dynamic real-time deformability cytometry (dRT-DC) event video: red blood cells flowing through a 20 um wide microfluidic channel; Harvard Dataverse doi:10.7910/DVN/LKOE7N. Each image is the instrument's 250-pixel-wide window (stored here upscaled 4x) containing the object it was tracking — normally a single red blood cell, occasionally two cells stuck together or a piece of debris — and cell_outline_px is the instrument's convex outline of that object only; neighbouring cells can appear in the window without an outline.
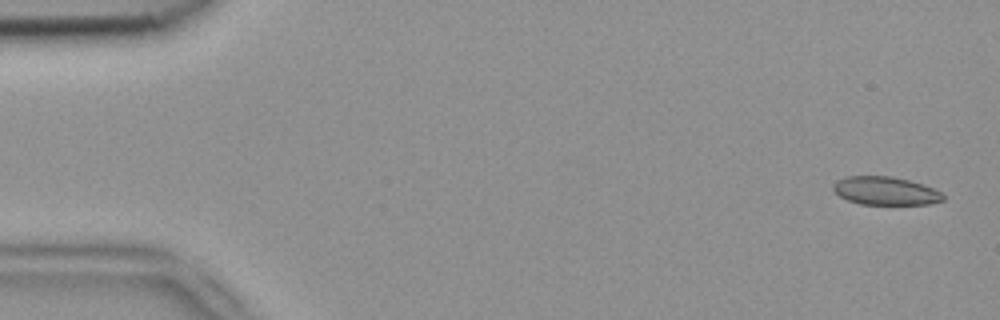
{"species": "common noctule bat (a hibernating species)", "species_latin": "Nyctalus noctula", "temperature_condition": "room temperature", "stored_images_in_passage": 7, "segment_of_instrument_passage": [2, 2], "camera_frame_rate_fps": 3000, "um_per_image_px": 0.085, "animal": {"sex": "female", "body_mass_g": 18.4}, "frame": {"image": 1, "passage_image": 7, "time_ms": 2.0, "image_size_px": [1000, 320], "cell_outline_px": [[944, 200], [928, 204], [860, 204], [848, 200], [840, 196], [832, 188], [832, 184], [836, 180], [848, 176], [892, 176], [924, 184], [940, 192], [944, 196]], "centroid_in_image_um": [75.25, 16.21], "position_along_channel_um": 9.8, "area_um2": 18.03}}